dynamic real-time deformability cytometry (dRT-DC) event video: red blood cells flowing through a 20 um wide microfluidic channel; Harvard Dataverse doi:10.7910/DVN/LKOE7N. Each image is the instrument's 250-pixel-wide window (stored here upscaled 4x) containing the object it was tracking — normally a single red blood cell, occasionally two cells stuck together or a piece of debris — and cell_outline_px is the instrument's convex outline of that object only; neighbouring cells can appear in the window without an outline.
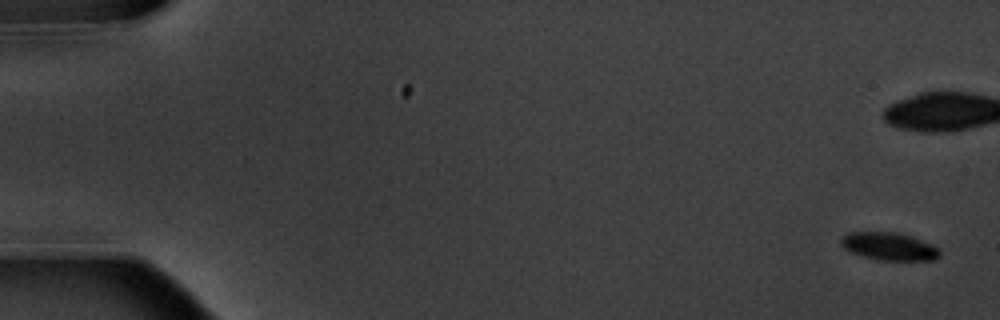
{"species": "common noctule bat (a hibernating species)", "species_latin": "Nyctalus noctula", "temperature_condition": "warm", "stored_images_in_passage": 8, "camera_frame_rate_fps": 3000, "um_per_image_px": 0.085, "animal": {"sex": "male", "body_mass_g": 20.1, "forearm_length_mm": 53.5}, "frame": {"image": 1, "passage_image": 1, "time_ms": 0.0, "image_size_px": [1000, 320], "cell_outline_px": [[940, 256], [936, 260], [876, 260], [852, 252], [844, 248], [840, 244], [840, 240], [848, 232], [896, 232], [912, 236], [932, 244], [940, 252]], "centroid_in_image_um": [75.58, 20.94], "position_along_channel_um": 9.4, "area_um2": 15.95}}